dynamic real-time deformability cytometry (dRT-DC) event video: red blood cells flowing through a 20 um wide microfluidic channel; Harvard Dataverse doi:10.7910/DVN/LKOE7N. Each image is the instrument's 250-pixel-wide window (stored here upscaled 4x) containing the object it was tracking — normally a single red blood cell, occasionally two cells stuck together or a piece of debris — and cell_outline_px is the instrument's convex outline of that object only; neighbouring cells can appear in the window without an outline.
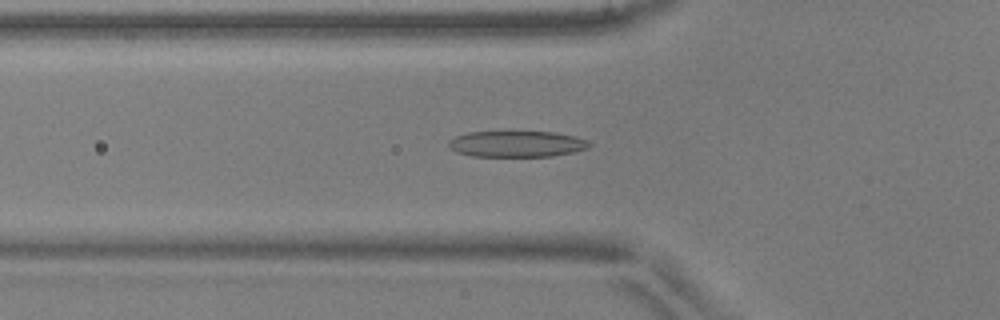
{"species": "common noctule bat (a hibernating species)", "species_latin": "Nyctalus noctula", "temperature_condition": "warm", "stored_images_in_passage": 35, "camera_frame_rate_fps": 3000, "um_per_image_px": 0.085, "animal": {"sex": "male", "body_mass_g": 17.9, "forearm_length_mm": 54.2}, "frame": {"image": 1, "passage_image": 2, "time_ms": 0.333, "image_size_px": [1000, 320], "cell_outline_px": [[592, 144], [588, 148], [572, 152], [552, 156], [472, 156], [456, 152], [448, 144], [448, 140], [456, 136], [468, 132], [556, 132], [588, 140]], "centroid_in_image_um": [43.92, 12.23], "position_along_channel_um": 81.9, "area_um2": 21.27}}
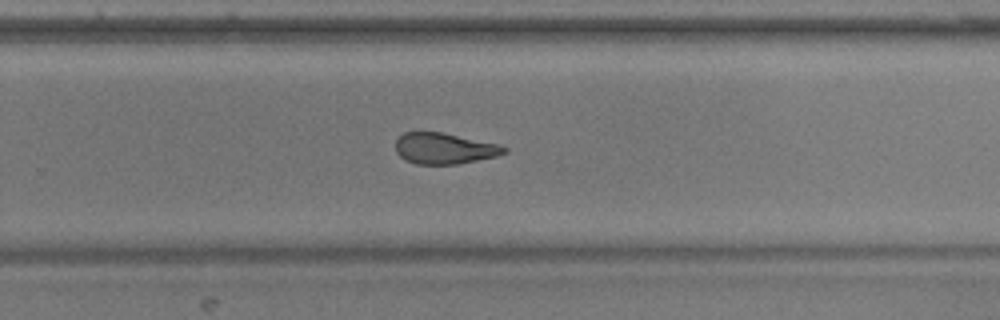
{"frame": {"image": 2, "passage_image": 18, "time_ms": 5.667, "image_size_px": [1000, 320], "cell_outline_px": [[508, 152], [496, 156], [456, 164], [416, 164], [404, 160], [396, 152], [396, 140], [404, 132], [440, 132], [500, 144], [508, 148]], "centroid_in_image_um": [37.77, 12.62], "position_along_channel_um": 292.0, "area_um2": 19.59}}
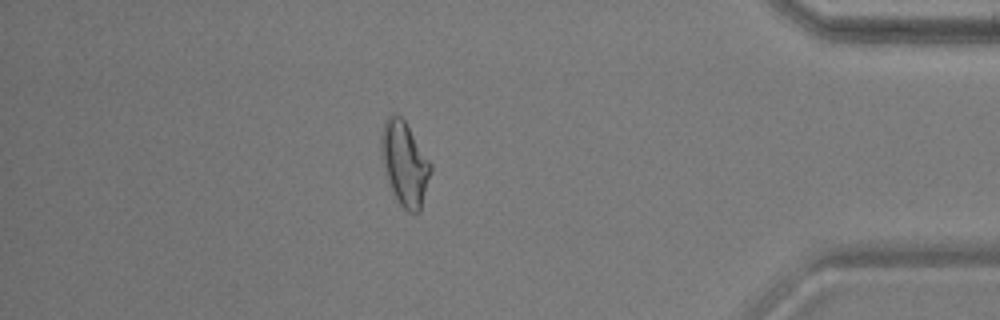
{"frame": {"image": 3, "passage_image": 29, "time_ms": 9.333, "image_size_px": [1000, 320], "cell_outline_px": [[432, 172], [420, 212], [408, 212], [400, 204], [392, 192], [380, 156], [380, 132], [388, 116], [392, 112], [400, 116], [404, 120], [432, 164]], "centroid_in_image_um": [34.39, 13.9], "position_along_channel_um": 400.8, "area_um2": 24.39}, "authors_computed_cell_mechanics": {"area_um2": 20.519, "velocity_mm_per_s": 3.9226, "shape_relaxation_time_tau1_ms": 6.5616, "shape_relaxation_time_tau2_ms": 2.577, "deformation_change_tau1": 0.2241, "deformation_change_tau2": 0.1184}}